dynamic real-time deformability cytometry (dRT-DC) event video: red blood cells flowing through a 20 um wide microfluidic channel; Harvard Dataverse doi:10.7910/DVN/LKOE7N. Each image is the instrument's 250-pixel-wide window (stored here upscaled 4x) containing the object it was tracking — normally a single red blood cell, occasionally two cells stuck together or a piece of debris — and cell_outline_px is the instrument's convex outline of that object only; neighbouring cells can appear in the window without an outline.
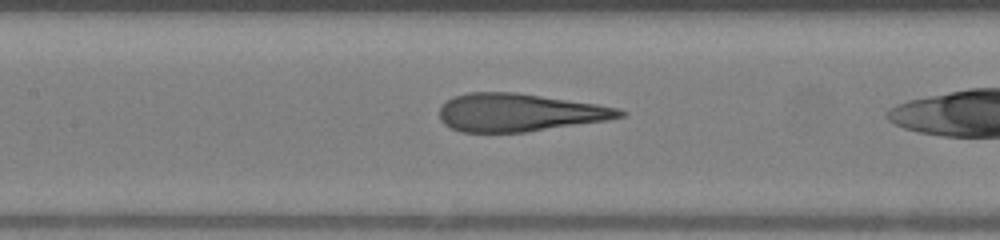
{"species": "human", "species_latin": "Homo sapiens", "temperature_condition": "warm", "stored_images_in_passage": 21, "camera_frame_rate_fps": 3000, "um_per_image_px": 0.085, "donor": {"sex": "female"}, "frame": {"image": 1, "passage_image": 7, "time_ms": 2.0, "image_size_px": [1000, 240], "cell_outline_px": [[628, 112], [624, 116], [608, 120], [524, 132], [460, 132], [444, 124], [440, 120], [440, 104], [452, 96], [468, 92], [516, 92], [596, 104], [620, 108]], "centroid_in_image_um": [44.11, 9.55], "position_along_channel_um": 163.3, "area_um2": 39.94}}
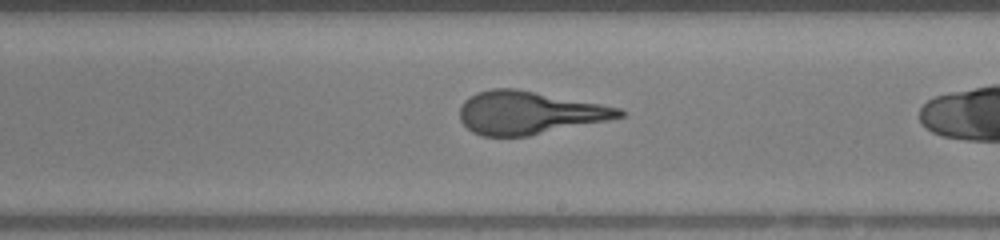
{"frame": {"image": 2, "passage_image": 12, "time_ms": 3.667, "image_size_px": [1000, 240], "cell_outline_px": [[628, 112], [624, 116], [608, 120], [528, 136], [484, 136], [472, 132], [460, 120], [460, 108], [464, 100], [476, 92], [492, 88], [516, 88], [600, 104], [620, 108]], "centroid_in_image_um": [44.96, 9.58], "position_along_channel_um": 244.0, "area_um2": 39.77}}
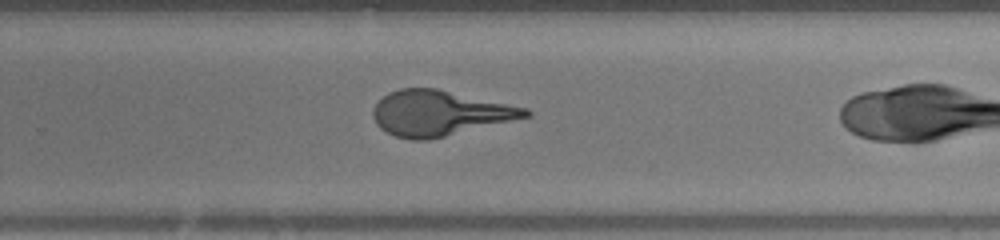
{"frame": {"image": 3, "passage_image": 15, "time_ms": 4.667, "image_size_px": [1000, 240], "cell_outline_px": [[532, 116], [428, 140], [412, 140], [396, 136], [380, 128], [376, 124], [372, 116], [372, 112], [376, 104], [388, 92], [400, 88], [436, 88], [528, 108], [532, 112]], "centroid_in_image_um": [37.37, 9.61], "position_along_channel_um": 292.4, "area_um2": 40.06}}